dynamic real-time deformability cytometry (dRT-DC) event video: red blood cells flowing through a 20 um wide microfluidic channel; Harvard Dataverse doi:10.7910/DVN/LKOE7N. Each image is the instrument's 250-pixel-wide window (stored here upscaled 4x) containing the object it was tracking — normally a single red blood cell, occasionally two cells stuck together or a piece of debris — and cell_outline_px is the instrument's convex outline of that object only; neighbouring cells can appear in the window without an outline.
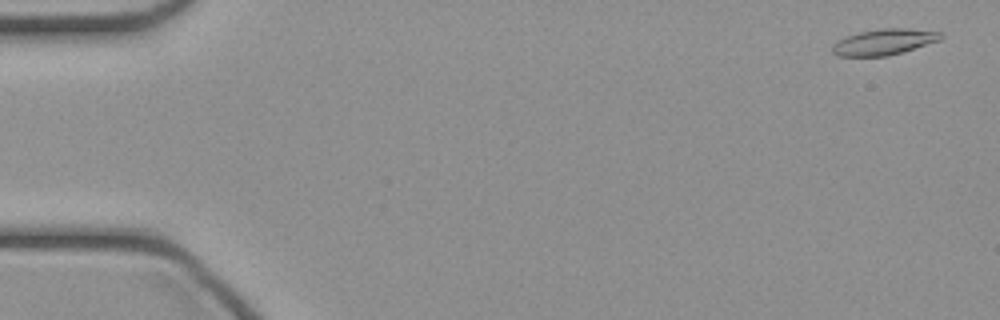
{"species": "common noctule bat (a hibernating species)", "species_latin": "Nyctalus noctula", "temperature_condition": "cold", "stored_images_in_passage": 9, "camera_frame_rate_fps": 3000, "um_per_image_px": 0.085, "animal": {"sex": "female", "body_mass_g": 21.9}, "frame": {"image": 1, "passage_image": 2, "time_ms": 0.333, "image_size_px": [1000, 320], "cell_outline_px": [[944, 36], [940, 40], [904, 52], [888, 56], [836, 56], [832, 52], [832, 44], [836, 40], [844, 36], [860, 32], [880, 28], [908, 28], [940, 32]], "centroid_in_image_um": [75.11, 3.56], "position_along_channel_um": 9.9, "area_um2": 16.65}}